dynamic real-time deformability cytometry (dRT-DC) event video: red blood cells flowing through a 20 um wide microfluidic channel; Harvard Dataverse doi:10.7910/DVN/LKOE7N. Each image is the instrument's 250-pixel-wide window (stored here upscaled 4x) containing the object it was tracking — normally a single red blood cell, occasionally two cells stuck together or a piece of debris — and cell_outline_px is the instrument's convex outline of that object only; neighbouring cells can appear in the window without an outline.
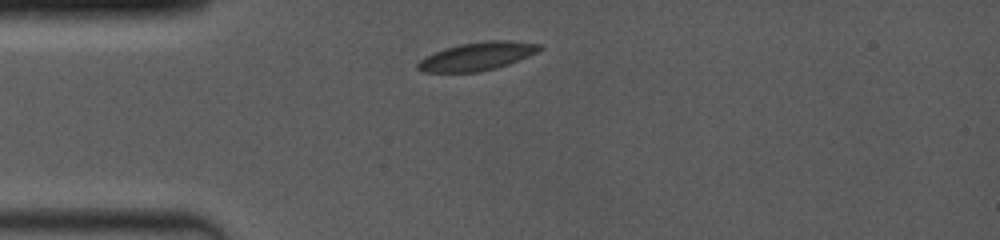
{"species": "common noctule bat (a hibernating species)", "species_latin": "Nyctalus noctula", "temperature_condition": "room temperature", "stored_images_in_passage": 31, "camera_frame_rate_fps": 4000, "um_per_image_px": 0.085, "animal": {"sex": "female", "body_mass_g": 19.0, "forearm_length_mm": 53.3}, "frame": {"image": 1, "passage_image": 1, "time_ms": 0.0, "image_size_px": [1000, 240], "cell_outline_px": [[544, 48], [528, 56], [508, 64], [496, 68], [476, 72], [424, 72], [416, 68], [416, 64], [424, 56], [444, 48], [460, 44], [484, 40], [512, 40], [544, 44]], "centroid_in_image_um": [40.57, 4.77], "position_along_channel_um": 44.4, "area_um2": 20.23}}
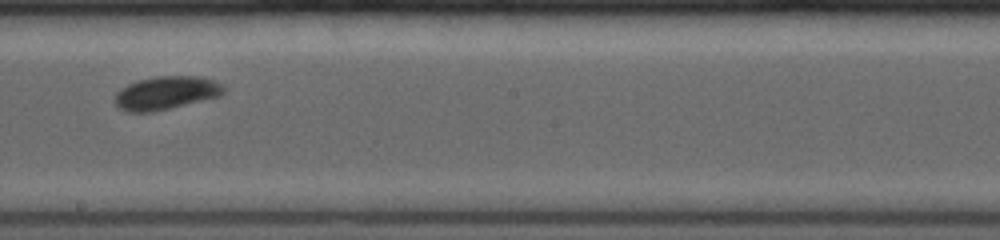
{"frame": {"image": 2, "passage_image": 14, "time_ms": 5.25, "image_size_px": [1000, 240], "cell_outline_px": [[224, 92], [220, 96], [152, 112], [128, 112], [116, 108], [112, 100], [116, 92], [120, 88], [128, 84], [140, 80], [156, 76], [200, 76], [212, 80], [220, 84], [224, 88]], "centroid_in_image_um": [14.03, 7.91], "position_along_channel_um": 234.2, "area_um2": 21.15}}
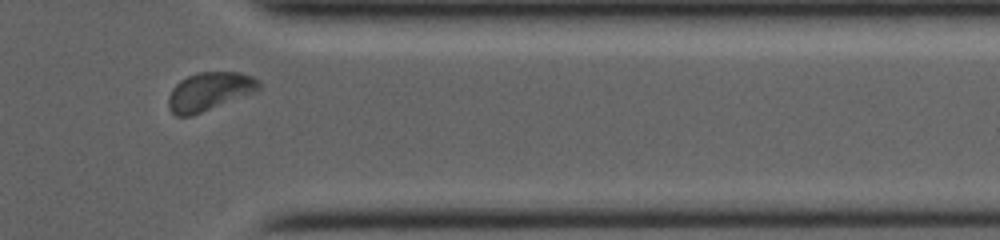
{"frame": {"image": 3, "passage_image": 27, "time_ms": 9.25, "image_size_px": [1000, 240], "cell_outline_px": [[260, 88], [256, 92], [192, 116], [176, 116], [168, 108], [168, 96], [172, 88], [180, 80], [188, 76], [200, 72], [240, 72], [252, 76], [260, 80]], "centroid_in_image_um": [17.81, 7.78], "position_along_channel_um": 393.6, "area_um2": 20.4}, "authors_computed_cell_mechanics": {"area_um2": 20.4034, "velocity_mm_per_s": 3.9771, "shape_relaxation_time_tau1_ms": 1.724, "shape_relaxation_time_tau2_ms": null, "deformation_change_tau1": 0.0818, "deformation_change_tau2": null}}